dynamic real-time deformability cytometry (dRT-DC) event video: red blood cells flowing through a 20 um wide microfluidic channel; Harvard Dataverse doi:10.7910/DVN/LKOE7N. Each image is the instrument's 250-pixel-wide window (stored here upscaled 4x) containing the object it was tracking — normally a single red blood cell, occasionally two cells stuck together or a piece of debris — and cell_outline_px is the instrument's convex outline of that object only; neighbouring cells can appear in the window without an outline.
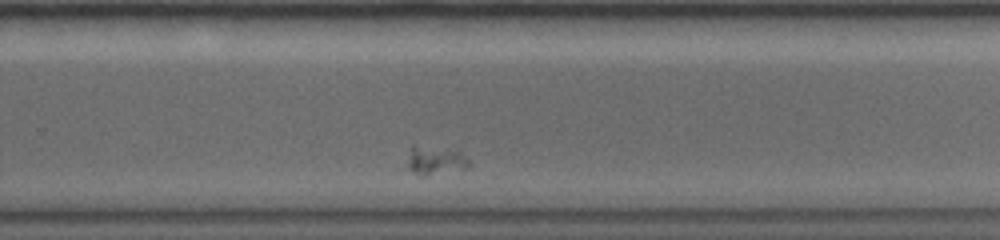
{"species": "common noctule bat (a hibernating species)", "species_latin": "Nyctalus noctula", "temperature_condition": "warm", "stored_images_in_passage": 13, "camera_frame_rate_fps": 5000, "um_per_image_px": 0.085, "animal": {"sex": "female", "body_mass_g": 19.0, "forearm_length_mm": 56.7}, "frame": {"image": 1, "passage_image": 11, "time_ms": 6.8, "image_size_px": [1000, 240], "cell_outline_px": [[472, 164], [464, 168], [420, 176], [408, 168], [408, 160], [412, 144], [456, 148]], "centroid_in_image_um": [37.01, 13.57], "position_along_channel_um": 292.8, "area_um2": 10.35}}